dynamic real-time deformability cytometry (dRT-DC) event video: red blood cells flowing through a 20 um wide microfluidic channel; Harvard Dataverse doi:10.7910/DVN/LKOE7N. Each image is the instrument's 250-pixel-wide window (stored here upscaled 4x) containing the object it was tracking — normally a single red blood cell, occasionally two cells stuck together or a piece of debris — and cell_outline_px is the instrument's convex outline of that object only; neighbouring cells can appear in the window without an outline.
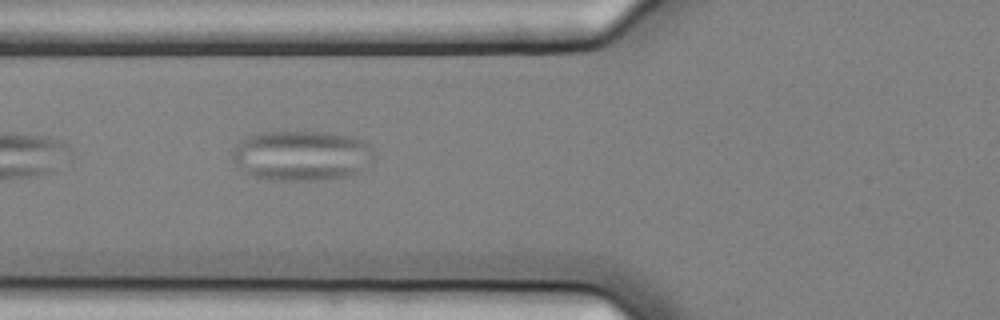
{"species": "common noctule bat (a hibernating species)", "species_latin": "Nyctalus noctula", "temperature_condition": "cold", "stored_images_in_passage": 32, "camera_frame_rate_fps": 3000, "um_per_image_px": 0.085, "animal": {"sex": "female", "body_mass_g": 25.1}, "frame": {"image": 1, "passage_image": 5, "time_ms": 1.333, "image_size_px": [1000, 320], "cell_outline_px": [[372, 160], [368, 168], [360, 172], [344, 176], [316, 180], [272, 180], [252, 176], [240, 172], [232, 156], [232, 148], [244, 136], [260, 132], [328, 132], [356, 136], [364, 140], [372, 148]], "centroid_in_image_um": [25.61, 13.21], "position_along_channel_um": 100.2, "area_um2": 42.14}}
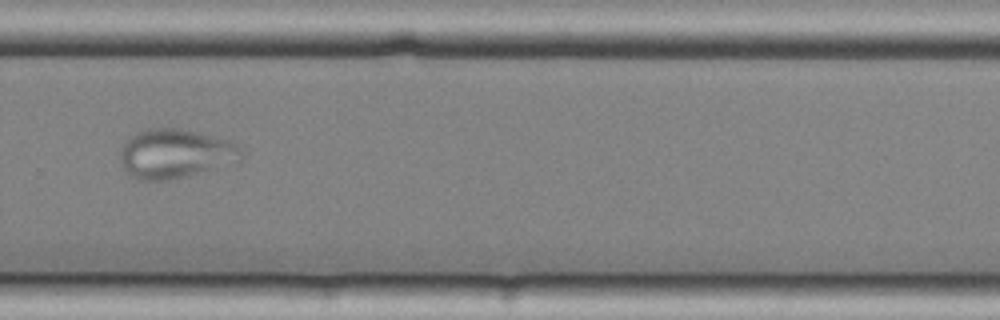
{"frame": {"image": 2, "passage_image": 23, "time_ms": 7.333, "image_size_px": [1000, 320], "cell_outline_px": [[244, 156], [240, 160], [168, 180], [140, 180], [128, 176], [124, 172], [120, 160], [120, 152], [124, 144], [132, 136], [148, 128], [180, 128], [200, 132], [232, 140], [244, 152]], "centroid_in_image_um": [14.88, 13.04], "position_along_channel_um": 314.9, "area_um2": 34.56}}